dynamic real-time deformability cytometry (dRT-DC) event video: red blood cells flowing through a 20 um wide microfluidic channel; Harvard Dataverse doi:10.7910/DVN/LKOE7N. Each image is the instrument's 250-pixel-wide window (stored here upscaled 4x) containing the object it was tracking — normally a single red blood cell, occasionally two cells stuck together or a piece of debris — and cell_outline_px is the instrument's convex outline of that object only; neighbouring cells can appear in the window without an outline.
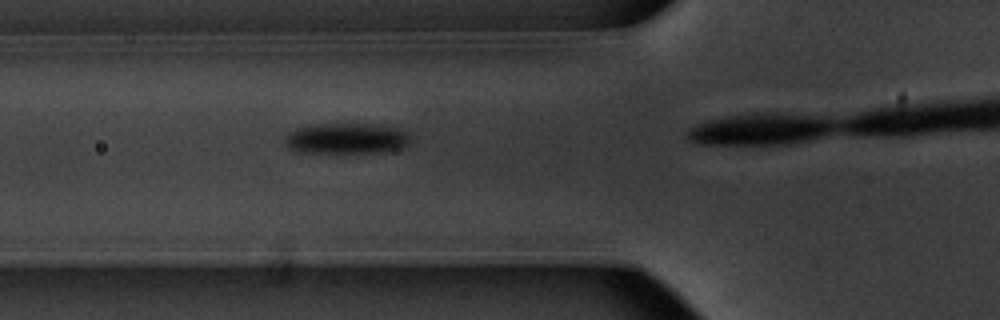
{"species": "common noctule bat (a hibernating species)", "species_latin": "Nyctalus noctula", "temperature_condition": "warm", "stored_images_in_passage": 7, "camera_frame_rate_fps": 3000, "um_per_image_px": 0.085, "animal": {"sex": "male", "body_mass_g": 20.1, "forearm_length_mm": 53.5}, "frame": {"image": 1, "passage_image": 4, "time_ms": 1.0, "image_size_px": [1000, 320], "cell_outline_px": [[408, 144], [404, 148], [384, 152], [300, 152], [288, 148], [284, 144], [284, 140], [288, 132], [296, 128], [328, 124], [360, 124], [396, 128], [404, 132], [408, 136]], "centroid_in_image_um": [29.4, 11.79], "position_along_channel_um": 96.4, "area_um2": 21.96}}